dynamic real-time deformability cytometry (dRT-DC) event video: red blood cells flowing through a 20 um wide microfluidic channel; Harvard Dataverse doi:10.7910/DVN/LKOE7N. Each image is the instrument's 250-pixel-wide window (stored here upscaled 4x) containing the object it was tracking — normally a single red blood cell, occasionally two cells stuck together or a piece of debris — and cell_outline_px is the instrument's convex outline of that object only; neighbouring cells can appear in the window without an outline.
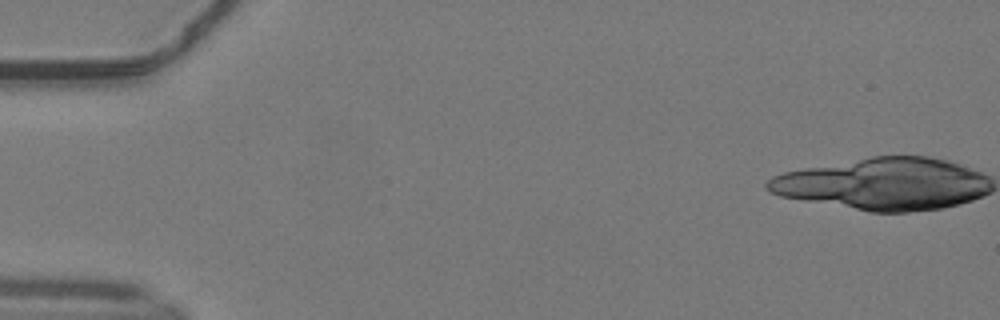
{"species": "common noctule bat (a hibernating species)", "species_latin": "Nyctalus noctula", "temperature_condition": "warm", "stored_images_in_passage": 2, "camera_frame_rate_fps": 3000, "um_per_image_px": 0.085, "animal": {"sex": "male", "body_mass_g": 19.2, "forearm_length_mm": 51.8}, "frame": {"image": 1, "passage_image": 1, "time_ms": 0.0, "image_size_px": [1000, 320], "cell_outline_px": [[984, 192], [976, 196], [952, 204], [928, 208], [864, 208], [792, 196], [836, 192]], "centroid_in_image_um": [75.88, 16.91], "position_along_channel_um": 9.1, "area_um2": 15.9}}